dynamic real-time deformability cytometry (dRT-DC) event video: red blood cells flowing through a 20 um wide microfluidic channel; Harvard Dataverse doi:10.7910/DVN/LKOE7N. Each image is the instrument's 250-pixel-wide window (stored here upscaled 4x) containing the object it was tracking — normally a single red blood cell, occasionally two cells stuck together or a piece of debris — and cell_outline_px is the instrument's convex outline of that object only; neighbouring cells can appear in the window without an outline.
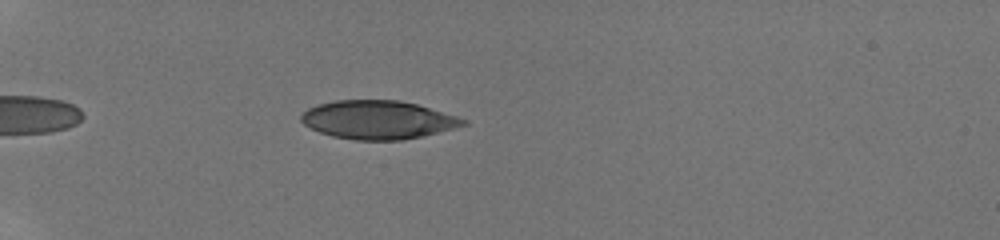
{"species": "human", "species_latin": "Homo sapiens", "temperature_condition": "room temperature", "stored_images_in_passage": 57, "camera_frame_rate_fps": 3000, "um_per_image_px": 0.085, "donor": {"sex": "male"}, "frame": {"image": 1, "passage_image": 6, "time_ms": 1.667, "image_size_px": [1000, 240], "cell_outline_px": [[468, 124], [424, 136], [400, 140], [356, 140], [332, 136], [320, 132], [304, 124], [300, 120], [300, 116], [308, 108], [320, 104], [336, 100], [400, 100], [416, 104], [456, 116], [468, 120]], "centroid_in_image_um": [32.13, 10.18], "position_along_channel_um": 52.9, "area_um2": 36.13}}
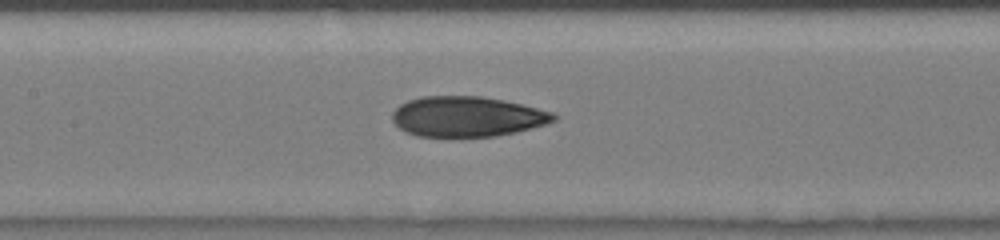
{"frame": {"image": 2, "passage_image": 19, "time_ms": 5.333, "image_size_px": [1000, 240], "cell_outline_px": [[560, 116], [556, 120], [544, 124], [516, 132], [496, 136], [416, 136], [400, 128], [392, 120], [392, 112], [400, 104], [408, 100], [424, 96], [480, 96], [504, 100], [552, 112]], "centroid_in_image_um": [39.7, 9.9], "position_along_channel_um": 167.7, "area_um2": 37.63}}
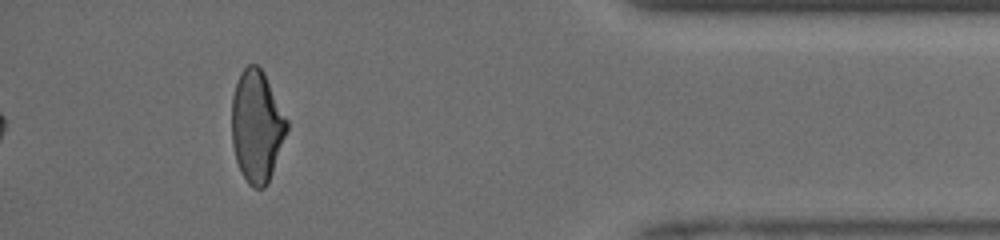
{"frame": {"image": 3, "passage_image": 52, "time_ms": 12.0, "image_size_px": [1000, 240], "cell_outline_px": [[288, 128], [268, 184], [264, 188], [252, 188], [248, 184], [240, 172], [236, 160], [232, 144], [232, 96], [240, 72], [248, 64], [256, 64], [264, 72], [288, 120]], "centroid_in_image_um": [21.82, 10.74], "position_along_channel_um": 413.4, "area_um2": 36.01}, "authors_computed_cell_mechanics": {"area_um2": 37.281, "velocity_mm_per_s": 4.1681, "shape_relaxation_time_tau1_ms": 8.9652, "shape_relaxation_time_tau2_ms": 1.5798, "deformation_change_tau1": 0.2483, "deformation_change_tau2": 0.0825}}